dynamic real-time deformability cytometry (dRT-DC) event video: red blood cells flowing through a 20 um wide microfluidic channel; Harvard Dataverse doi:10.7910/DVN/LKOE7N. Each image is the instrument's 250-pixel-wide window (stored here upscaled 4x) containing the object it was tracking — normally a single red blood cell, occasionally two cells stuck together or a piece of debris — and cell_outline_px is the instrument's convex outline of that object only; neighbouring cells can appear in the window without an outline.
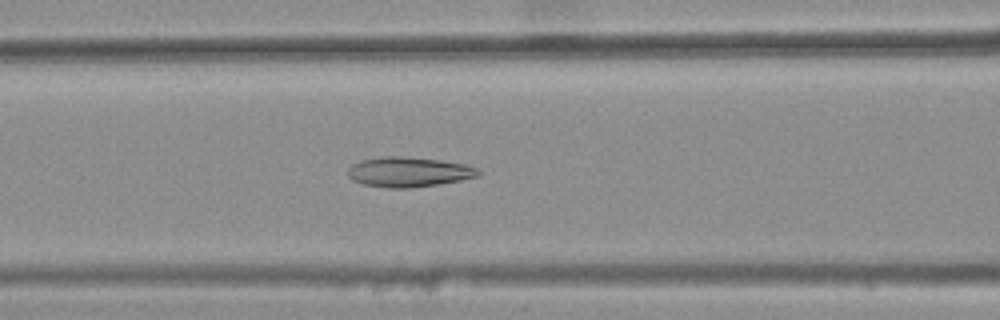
{"species": "common noctule bat (a hibernating species)", "species_latin": "Nyctalus noctula", "temperature_condition": "warm", "stored_images_in_passage": 28, "camera_frame_rate_fps": 3000, "um_per_image_px": 0.085, "animal": {"sex": "female", "body_mass_g": 25.1}, "frame": {"image": 1, "passage_image": 8, "time_ms": 2.333, "image_size_px": [1000, 320], "cell_outline_px": [[480, 176], [440, 184], [408, 188], [388, 188], [364, 184], [352, 180], [348, 176], [348, 168], [352, 164], [360, 160], [380, 156], [400, 156], [436, 160], [464, 164], [476, 168], [480, 172]], "centroid_in_image_um": [34.7, 14.62], "position_along_channel_um": 131.9, "area_um2": 22.66}}
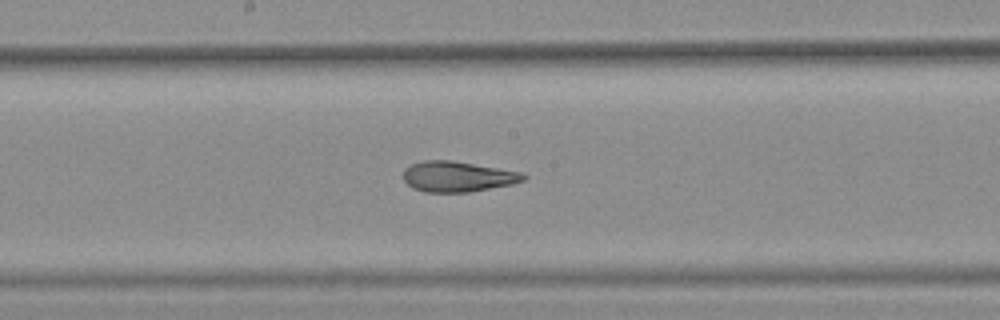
{"frame": {"image": 2, "passage_image": 14, "time_ms": 4.333, "image_size_px": [1000, 320], "cell_outline_px": [[528, 176], [524, 180], [512, 184], [468, 192], [424, 192], [412, 188], [404, 180], [404, 168], [412, 164], [424, 160], [452, 160], [520, 172]], "centroid_in_image_um": [38.87, 15.01], "position_along_channel_um": 209.3, "area_um2": 21.21}}
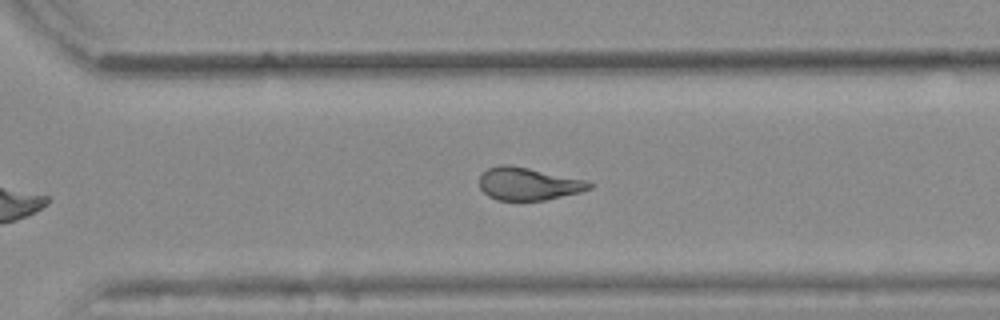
{"frame": {"image": 3, "passage_image": 23, "time_ms": 7.333, "image_size_px": [1000, 320], "cell_outline_px": [[592, 188], [580, 192], [544, 200], [496, 200], [488, 196], [480, 188], [480, 176], [488, 168], [500, 164], [512, 164], [588, 180], [592, 184]], "centroid_in_image_um": [44.91, 15.61], "position_along_channel_um": 325.7, "area_um2": 21.1}, "authors_computed_cell_mechanics": {"area_um2": 21.386, "velocity_mm_per_s": 3.8813, "shape_relaxation_time_tau1_ms": null, "shape_relaxation_time_tau2_ms": 2.1674, "deformation_change_tau1": null, "deformation_change_tau2": 0.1086}}